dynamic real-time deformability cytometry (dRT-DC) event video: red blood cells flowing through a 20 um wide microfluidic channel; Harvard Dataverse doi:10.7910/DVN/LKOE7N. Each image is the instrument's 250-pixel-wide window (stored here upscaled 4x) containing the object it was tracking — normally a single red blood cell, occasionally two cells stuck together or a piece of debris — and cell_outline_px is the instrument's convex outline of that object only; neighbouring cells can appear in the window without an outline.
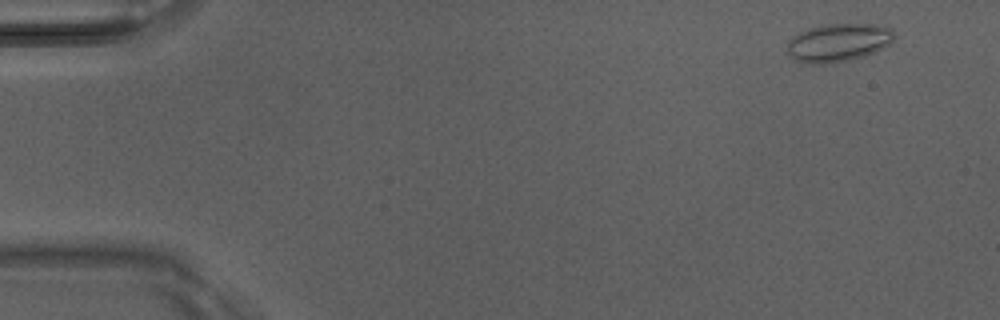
{"species": "Egyptian fruit bat (a non-hibernating species)", "species_latin": "Rousettus aegyptiacus", "temperature_condition": "room temperature", "stored_images_in_passage": 48, "camera_frame_rate_fps": 3000, "um_per_image_px": 0.085, "animal": {"sex": "male"}, "frame": {"image": 1, "passage_image": 1, "time_ms": 0.0, "image_size_px": [1000, 320], "cell_outline_px": [[896, 36], [884, 48], [864, 56], [848, 60], [824, 64], [800, 64], [792, 60], [788, 52], [788, 40], [800, 32], [820, 24], [884, 24], [892, 28]], "centroid_in_image_um": [71.26, 3.62], "position_along_channel_um": 13.7, "area_um2": 24.22}}
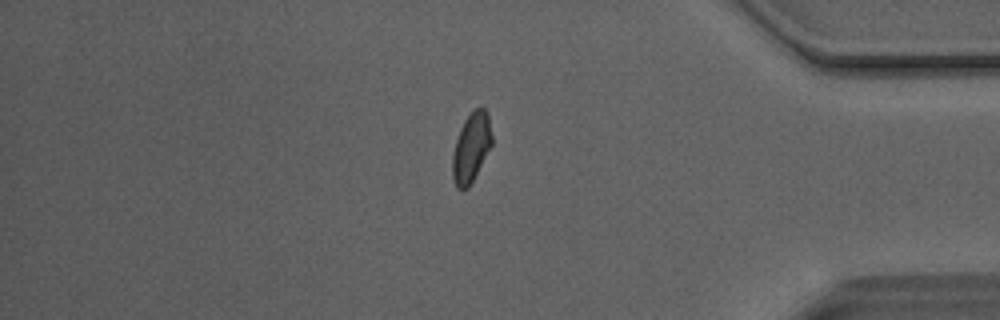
{"frame": {"image": 2, "passage_image": 40, "time_ms": 13.0, "image_size_px": [1000, 320], "cell_outline_px": [[492, 144], [468, 188], [456, 188], [452, 180], [452, 156], [456, 140], [460, 128], [464, 120], [472, 108], [484, 108], [488, 112], [492, 136]], "centroid_in_image_um": [40.04, 12.5], "position_along_channel_um": 395.2, "area_um2": 15.95}}
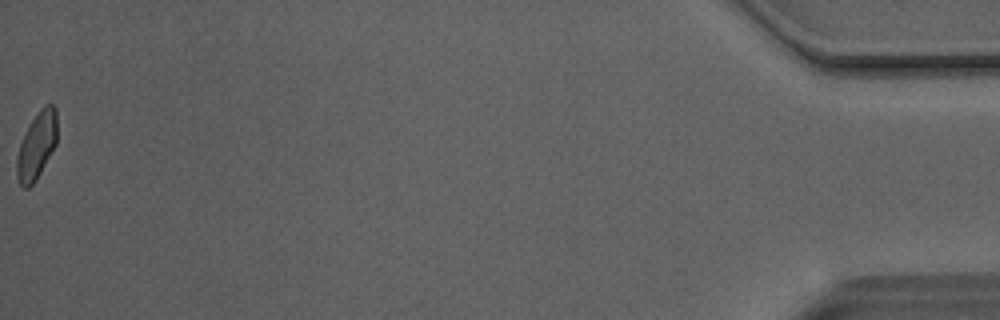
{"frame": {"image": 3, "passage_image": 48, "time_ms": 15.667, "image_size_px": [1000, 320], "cell_outline_px": [[56, 144], [36, 180], [28, 188], [24, 188], [20, 184], [16, 176], [16, 156], [20, 144], [32, 120], [40, 108], [44, 104], [52, 104], [56, 108]], "centroid_in_image_um": [3.11, 12.38], "position_along_channel_um": 432.1, "area_um2": 15.55}, "authors_computed_cell_mechanics": {"area_um2": 16.4441, "velocity_mm_per_s": 4.1144, "shape_relaxation_time_tau1_ms": null, "shape_relaxation_time_tau2_ms": 0.7872, "deformation_change_tau1": null, "deformation_change_tau2": 0.0512}}